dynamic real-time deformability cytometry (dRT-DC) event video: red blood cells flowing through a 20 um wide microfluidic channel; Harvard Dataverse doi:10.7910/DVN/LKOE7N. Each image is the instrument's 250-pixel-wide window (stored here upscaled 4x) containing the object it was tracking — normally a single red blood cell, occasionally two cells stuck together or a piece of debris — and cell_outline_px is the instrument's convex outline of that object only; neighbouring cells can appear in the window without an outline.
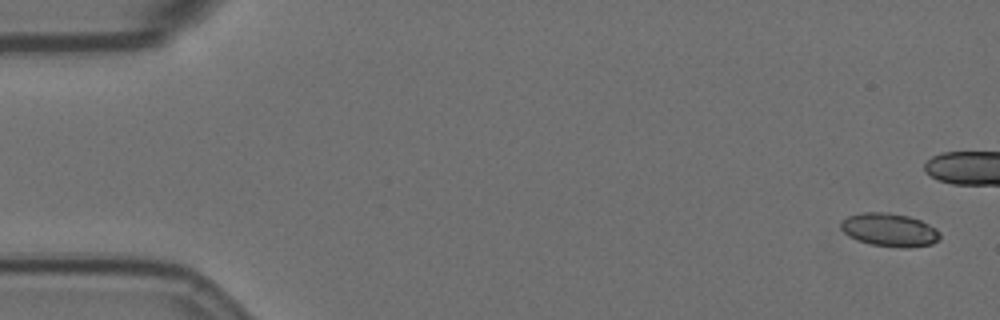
{"species": "Egyptian fruit bat (a non-hibernating species)", "species_latin": "Rousettus aegyptiacus", "temperature_condition": "room temperature", "stored_images_in_passage": 45, "camera_frame_rate_fps": 3000, "um_per_image_px": 0.085, "animal": {"sex": "female"}, "frame": {"image": 1, "passage_image": 1, "time_ms": 0.0, "image_size_px": [1000, 320], "cell_outline_px": [[940, 240], [932, 244], [908, 248], [904, 248], [872, 244], [856, 240], [848, 236], [840, 228], [840, 224], [848, 216], [864, 212], [888, 212], [908, 216], [920, 220], [936, 228], [940, 232]], "centroid_in_image_um": [75.62, 19.54], "position_along_channel_um": 9.4, "area_um2": 19.25}}
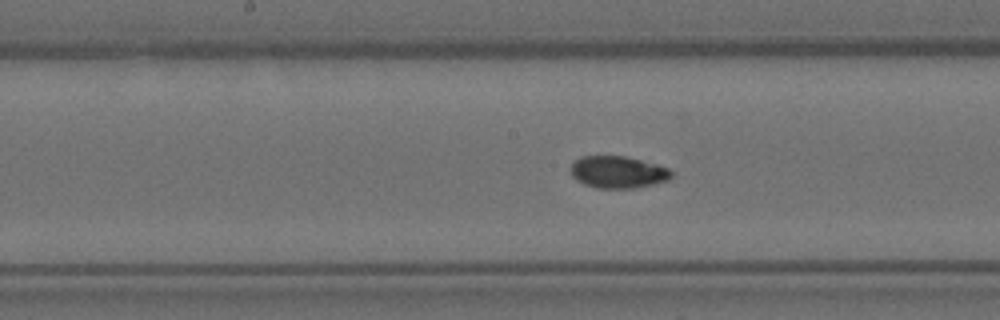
{"frame": {"image": 2, "passage_image": 28, "time_ms": 9.0, "image_size_px": [1000, 320], "cell_outline_px": [[672, 176], [668, 180], [652, 184], [632, 188], [596, 188], [584, 184], [576, 180], [572, 176], [572, 164], [580, 156], [624, 156], [656, 164], [668, 168], [672, 172]], "centroid_in_image_um": [52.51, 14.63], "position_along_channel_um": 195.7, "area_um2": 18.61}}
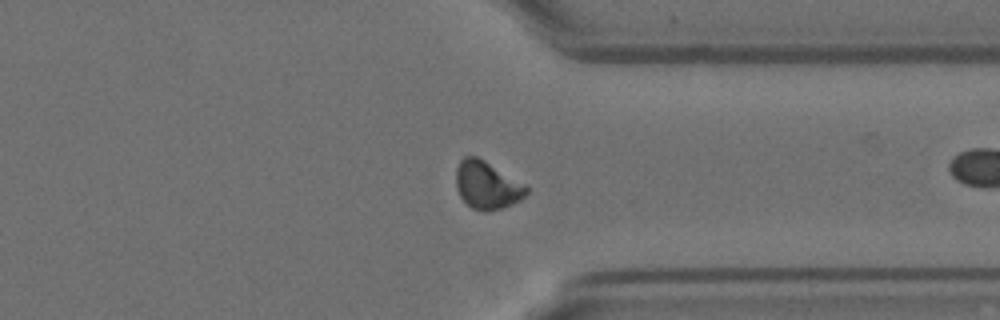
{"frame": {"image": 3, "passage_image": 43, "time_ms": 14.0, "image_size_px": [1000, 320], "cell_outline_px": [[528, 192], [520, 200], [504, 208], [484, 212], [472, 208], [460, 196], [456, 188], [456, 168], [460, 160], [464, 156], [476, 156], [484, 160], [524, 184], [528, 188]], "centroid_in_image_um": [41.37, 15.75], "position_along_channel_um": 370.0, "area_um2": 19.48}}